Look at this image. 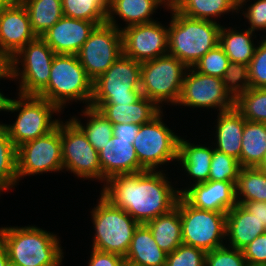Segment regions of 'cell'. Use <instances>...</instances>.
<instances>
[{
	"label": "cell",
	"mask_w": 266,
	"mask_h": 266,
	"mask_svg": "<svg viewBox=\"0 0 266 266\" xmlns=\"http://www.w3.org/2000/svg\"><path fill=\"white\" fill-rule=\"evenodd\" d=\"M206 253L201 248L181 244L167 254L165 266H205Z\"/></svg>",
	"instance_id": "cell-40"
},
{
	"label": "cell",
	"mask_w": 266,
	"mask_h": 266,
	"mask_svg": "<svg viewBox=\"0 0 266 266\" xmlns=\"http://www.w3.org/2000/svg\"><path fill=\"white\" fill-rule=\"evenodd\" d=\"M61 148L63 170L70 171L80 179H98L102 182L98 152L71 118L65 123L61 121Z\"/></svg>",
	"instance_id": "cell-14"
},
{
	"label": "cell",
	"mask_w": 266,
	"mask_h": 266,
	"mask_svg": "<svg viewBox=\"0 0 266 266\" xmlns=\"http://www.w3.org/2000/svg\"><path fill=\"white\" fill-rule=\"evenodd\" d=\"M36 38L25 6L10 0L0 12V52L9 60Z\"/></svg>",
	"instance_id": "cell-17"
},
{
	"label": "cell",
	"mask_w": 266,
	"mask_h": 266,
	"mask_svg": "<svg viewBox=\"0 0 266 266\" xmlns=\"http://www.w3.org/2000/svg\"><path fill=\"white\" fill-rule=\"evenodd\" d=\"M123 55L137 62L168 54V28L159 21L121 28Z\"/></svg>",
	"instance_id": "cell-16"
},
{
	"label": "cell",
	"mask_w": 266,
	"mask_h": 266,
	"mask_svg": "<svg viewBox=\"0 0 266 266\" xmlns=\"http://www.w3.org/2000/svg\"><path fill=\"white\" fill-rule=\"evenodd\" d=\"M124 257L109 252H102L92 248L88 266H122Z\"/></svg>",
	"instance_id": "cell-44"
},
{
	"label": "cell",
	"mask_w": 266,
	"mask_h": 266,
	"mask_svg": "<svg viewBox=\"0 0 266 266\" xmlns=\"http://www.w3.org/2000/svg\"><path fill=\"white\" fill-rule=\"evenodd\" d=\"M0 239L6 246L9 263L16 266H60L63 250L54 233L35 225L1 227Z\"/></svg>",
	"instance_id": "cell-2"
},
{
	"label": "cell",
	"mask_w": 266,
	"mask_h": 266,
	"mask_svg": "<svg viewBox=\"0 0 266 266\" xmlns=\"http://www.w3.org/2000/svg\"><path fill=\"white\" fill-rule=\"evenodd\" d=\"M9 257L5 244L0 239V266H9Z\"/></svg>",
	"instance_id": "cell-48"
},
{
	"label": "cell",
	"mask_w": 266,
	"mask_h": 266,
	"mask_svg": "<svg viewBox=\"0 0 266 266\" xmlns=\"http://www.w3.org/2000/svg\"><path fill=\"white\" fill-rule=\"evenodd\" d=\"M140 125L133 123H121L113 125V135L124 140H134Z\"/></svg>",
	"instance_id": "cell-45"
},
{
	"label": "cell",
	"mask_w": 266,
	"mask_h": 266,
	"mask_svg": "<svg viewBox=\"0 0 266 266\" xmlns=\"http://www.w3.org/2000/svg\"><path fill=\"white\" fill-rule=\"evenodd\" d=\"M9 79L8 59L0 52V79Z\"/></svg>",
	"instance_id": "cell-47"
},
{
	"label": "cell",
	"mask_w": 266,
	"mask_h": 266,
	"mask_svg": "<svg viewBox=\"0 0 266 266\" xmlns=\"http://www.w3.org/2000/svg\"><path fill=\"white\" fill-rule=\"evenodd\" d=\"M205 266H248L242 250L226 245L206 253Z\"/></svg>",
	"instance_id": "cell-41"
},
{
	"label": "cell",
	"mask_w": 266,
	"mask_h": 266,
	"mask_svg": "<svg viewBox=\"0 0 266 266\" xmlns=\"http://www.w3.org/2000/svg\"><path fill=\"white\" fill-rule=\"evenodd\" d=\"M124 259L136 266H165L167 254L159 248L148 226L139 224Z\"/></svg>",
	"instance_id": "cell-26"
},
{
	"label": "cell",
	"mask_w": 266,
	"mask_h": 266,
	"mask_svg": "<svg viewBox=\"0 0 266 266\" xmlns=\"http://www.w3.org/2000/svg\"><path fill=\"white\" fill-rule=\"evenodd\" d=\"M236 182L206 181L178 190L192 207L207 211L227 213L237 205Z\"/></svg>",
	"instance_id": "cell-18"
},
{
	"label": "cell",
	"mask_w": 266,
	"mask_h": 266,
	"mask_svg": "<svg viewBox=\"0 0 266 266\" xmlns=\"http://www.w3.org/2000/svg\"><path fill=\"white\" fill-rule=\"evenodd\" d=\"M26 8L31 28L41 37L64 15L62 0H19Z\"/></svg>",
	"instance_id": "cell-30"
},
{
	"label": "cell",
	"mask_w": 266,
	"mask_h": 266,
	"mask_svg": "<svg viewBox=\"0 0 266 266\" xmlns=\"http://www.w3.org/2000/svg\"><path fill=\"white\" fill-rule=\"evenodd\" d=\"M173 1H174V0H167V2H168L169 4H171Z\"/></svg>",
	"instance_id": "cell-54"
},
{
	"label": "cell",
	"mask_w": 266,
	"mask_h": 266,
	"mask_svg": "<svg viewBox=\"0 0 266 266\" xmlns=\"http://www.w3.org/2000/svg\"><path fill=\"white\" fill-rule=\"evenodd\" d=\"M55 55L51 47L37 37L8 60L9 79L20 82L18 94L38 95L48 85Z\"/></svg>",
	"instance_id": "cell-8"
},
{
	"label": "cell",
	"mask_w": 266,
	"mask_h": 266,
	"mask_svg": "<svg viewBox=\"0 0 266 266\" xmlns=\"http://www.w3.org/2000/svg\"><path fill=\"white\" fill-rule=\"evenodd\" d=\"M238 2L239 0H174L170 5L186 17L216 21L212 18L218 19L229 11L238 13Z\"/></svg>",
	"instance_id": "cell-29"
},
{
	"label": "cell",
	"mask_w": 266,
	"mask_h": 266,
	"mask_svg": "<svg viewBox=\"0 0 266 266\" xmlns=\"http://www.w3.org/2000/svg\"><path fill=\"white\" fill-rule=\"evenodd\" d=\"M90 106L98 109L113 125L121 123L142 125L151 121L162 111L154 101L144 96L134 103L90 104Z\"/></svg>",
	"instance_id": "cell-22"
},
{
	"label": "cell",
	"mask_w": 266,
	"mask_h": 266,
	"mask_svg": "<svg viewBox=\"0 0 266 266\" xmlns=\"http://www.w3.org/2000/svg\"><path fill=\"white\" fill-rule=\"evenodd\" d=\"M97 202L98 205L91 211L95 228L92 248L125 257L139 223L102 194Z\"/></svg>",
	"instance_id": "cell-6"
},
{
	"label": "cell",
	"mask_w": 266,
	"mask_h": 266,
	"mask_svg": "<svg viewBox=\"0 0 266 266\" xmlns=\"http://www.w3.org/2000/svg\"><path fill=\"white\" fill-rule=\"evenodd\" d=\"M133 141L120 139L113 135L105 147L98 152L103 183L113 176L146 171L139 164Z\"/></svg>",
	"instance_id": "cell-20"
},
{
	"label": "cell",
	"mask_w": 266,
	"mask_h": 266,
	"mask_svg": "<svg viewBox=\"0 0 266 266\" xmlns=\"http://www.w3.org/2000/svg\"><path fill=\"white\" fill-rule=\"evenodd\" d=\"M215 147L195 145L180 137L177 161L180 162L187 176L193 179V184L209 180L210 165Z\"/></svg>",
	"instance_id": "cell-27"
},
{
	"label": "cell",
	"mask_w": 266,
	"mask_h": 266,
	"mask_svg": "<svg viewBox=\"0 0 266 266\" xmlns=\"http://www.w3.org/2000/svg\"><path fill=\"white\" fill-rule=\"evenodd\" d=\"M217 118V124L214 127L216 128L215 149L234 157L240 163L245 119L235 107L228 111L218 112Z\"/></svg>",
	"instance_id": "cell-24"
},
{
	"label": "cell",
	"mask_w": 266,
	"mask_h": 266,
	"mask_svg": "<svg viewBox=\"0 0 266 266\" xmlns=\"http://www.w3.org/2000/svg\"><path fill=\"white\" fill-rule=\"evenodd\" d=\"M241 165L237 159L214 149L209 181L237 182Z\"/></svg>",
	"instance_id": "cell-39"
},
{
	"label": "cell",
	"mask_w": 266,
	"mask_h": 266,
	"mask_svg": "<svg viewBox=\"0 0 266 266\" xmlns=\"http://www.w3.org/2000/svg\"><path fill=\"white\" fill-rule=\"evenodd\" d=\"M240 204L247 212L253 214L258 218L263 225L266 227V202L265 201H247V202H237Z\"/></svg>",
	"instance_id": "cell-46"
},
{
	"label": "cell",
	"mask_w": 266,
	"mask_h": 266,
	"mask_svg": "<svg viewBox=\"0 0 266 266\" xmlns=\"http://www.w3.org/2000/svg\"><path fill=\"white\" fill-rule=\"evenodd\" d=\"M141 63L123 54L93 81L90 104L134 103L141 96Z\"/></svg>",
	"instance_id": "cell-7"
},
{
	"label": "cell",
	"mask_w": 266,
	"mask_h": 266,
	"mask_svg": "<svg viewBox=\"0 0 266 266\" xmlns=\"http://www.w3.org/2000/svg\"><path fill=\"white\" fill-rule=\"evenodd\" d=\"M193 68L202 74L228 80L235 88L239 85L240 74L219 44L199 59Z\"/></svg>",
	"instance_id": "cell-33"
},
{
	"label": "cell",
	"mask_w": 266,
	"mask_h": 266,
	"mask_svg": "<svg viewBox=\"0 0 266 266\" xmlns=\"http://www.w3.org/2000/svg\"><path fill=\"white\" fill-rule=\"evenodd\" d=\"M235 187L237 202H266V173L257 167H242Z\"/></svg>",
	"instance_id": "cell-35"
},
{
	"label": "cell",
	"mask_w": 266,
	"mask_h": 266,
	"mask_svg": "<svg viewBox=\"0 0 266 266\" xmlns=\"http://www.w3.org/2000/svg\"><path fill=\"white\" fill-rule=\"evenodd\" d=\"M37 96L47 99L60 110L70 101H83L87 107L93 96V81L87 76L77 55L56 54L48 85Z\"/></svg>",
	"instance_id": "cell-4"
},
{
	"label": "cell",
	"mask_w": 266,
	"mask_h": 266,
	"mask_svg": "<svg viewBox=\"0 0 266 266\" xmlns=\"http://www.w3.org/2000/svg\"><path fill=\"white\" fill-rule=\"evenodd\" d=\"M166 176L163 170L113 176L100 194L139 224H146L173 209L181 196Z\"/></svg>",
	"instance_id": "cell-1"
},
{
	"label": "cell",
	"mask_w": 266,
	"mask_h": 266,
	"mask_svg": "<svg viewBox=\"0 0 266 266\" xmlns=\"http://www.w3.org/2000/svg\"><path fill=\"white\" fill-rule=\"evenodd\" d=\"M10 2V0H0V12Z\"/></svg>",
	"instance_id": "cell-51"
},
{
	"label": "cell",
	"mask_w": 266,
	"mask_h": 266,
	"mask_svg": "<svg viewBox=\"0 0 266 266\" xmlns=\"http://www.w3.org/2000/svg\"><path fill=\"white\" fill-rule=\"evenodd\" d=\"M6 99L7 97H5L4 94L0 92V111H4Z\"/></svg>",
	"instance_id": "cell-50"
},
{
	"label": "cell",
	"mask_w": 266,
	"mask_h": 266,
	"mask_svg": "<svg viewBox=\"0 0 266 266\" xmlns=\"http://www.w3.org/2000/svg\"><path fill=\"white\" fill-rule=\"evenodd\" d=\"M257 168L260 169L263 173H266V151L264 152V157Z\"/></svg>",
	"instance_id": "cell-49"
},
{
	"label": "cell",
	"mask_w": 266,
	"mask_h": 266,
	"mask_svg": "<svg viewBox=\"0 0 266 266\" xmlns=\"http://www.w3.org/2000/svg\"><path fill=\"white\" fill-rule=\"evenodd\" d=\"M168 8L167 0H109L107 23L121 30L116 23L118 15L127 25L125 27L156 21L152 16L159 6ZM115 14V15H114Z\"/></svg>",
	"instance_id": "cell-23"
},
{
	"label": "cell",
	"mask_w": 266,
	"mask_h": 266,
	"mask_svg": "<svg viewBox=\"0 0 266 266\" xmlns=\"http://www.w3.org/2000/svg\"><path fill=\"white\" fill-rule=\"evenodd\" d=\"M266 232V227L240 204L226 213V242L228 247L244 249L256 237ZM228 237V238H227Z\"/></svg>",
	"instance_id": "cell-21"
},
{
	"label": "cell",
	"mask_w": 266,
	"mask_h": 266,
	"mask_svg": "<svg viewBox=\"0 0 266 266\" xmlns=\"http://www.w3.org/2000/svg\"><path fill=\"white\" fill-rule=\"evenodd\" d=\"M96 23L63 16L41 38L55 54L77 55Z\"/></svg>",
	"instance_id": "cell-19"
},
{
	"label": "cell",
	"mask_w": 266,
	"mask_h": 266,
	"mask_svg": "<svg viewBox=\"0 0 266 266\" xmlns=\"http://www.w3.org/2000/svg\"><path fill=\"white\" fill-rule=\"evenodd\" d=\"M248 266H266V232L242 249Z\"/></svg>",
	"instance_id": "cell-42"
},
{
	"label": "cell",
	"mask_w": 266,
	"mask_h": 266,
	"mask_svg": "<svg viewBox=\"0 0 266 266\" xmlns=\"http://www.w3.org/2000/svg\"><path fill=\"white\" fill-rule=\"evenodd\" d=\"M168 24V54L187 67L201 59L219 44L221 25L217 21L193 19L178 13L171 5Z\"/></svg>",
	"instance_id": "cell-3"
},
{
	"label": "cell",
	"mask_w": 266,
	"mask_h": 266,
	"mask_svg": "<svg viewBox=\"0 0 266 266\" xmlns=\"http://www.w3.org/2000/svg\"><path fill=\"white\" fill-rule=\"evenodd\" d=\"M163 110L151 121L140 125L133 141L139 164L145 169L155 171L161 165L177 161L178 136L162 120Z\"/></svg>",
	"instance_id": "cell-10"
},
{
	"label": "cell",
	"mask_w": 266,
	"mask_h": 266,
	"mask_svg": "<svg viewBox=\"0 0 266 266\" xmlns=\"http://www.w3.org/2000/svg\"><path fill=\"white\" fill-rule=\"evenodd\" d=\"M82 113L88 119L86 125L77 117L73 116L71 119L82 129L89 143L99 152L113 136V124L98 109L91 106L85 107Z\"/></svg>",
	"instance_id": "cell-34"
},
{
	"label": "cell",
	"mask_w": 266,
	"mask_h": 266,
	"mask_svg": "<svg viewBox=\"0 0 266 266\" xmlns=\"http://www.w3.org/2000/svg\"><path fill=\"white\" fill-rule=\"evenodd\" d=\"M146 225L159 248L166 254L172 253L182 244L180 197L173 209L147 222Z\"/></svg>",
	"instance_id": "cell-28"
},
{
	"label": "cell",
	"mask_w": 266,
	"mask_h": 266,
	"mask_svg": "<svg viewBox=\"0 0 266 266\" xmlns=\"http://www.w3.org/2000/svg\"><path fill=\"white\" fill-rule=\"evenodd\" d=\"M18 183L17 147L10 139L4 123H0V194Z\"/></svg>",
	"instance_id": "cell-36"
},
{
	"label": "cell",
	"mask_w": 266,
	"mask_h": 266,
	"mask_svg": "<svg viewBox=\"0 0 266 266\" xmlns=\"http://www.w3.org/2000/svg\"><path fill=\"white\" fill-rule=\"evenodd\" d=\"M247 2H248V0H247ZM247 2H246V0H239V2H238V12H240V10L244 7L243 5L245 3H247Z\"/></svg>",
	"instance_id": "cell-52"
},
{
	"label": "cell",
	"mask_w": 266,
	"mask_h": 266,
	"mask_svg": "<svg viewBox=\"0 0 266 266\" xmlns=\"http://www.w3.org/2000/svg\"><path fill=\"white\" fill-rule=\"evenodd\" d=\"M262 38L251 62L240 74L239 86L266 88V36Z\"/></svg>",
	"instance_id": "cell-38"
},
{
	"label": "cell",
	"mask_w": 266,
	"mask_h": 266,
	"mask_svg": "<svg viewBox=\"0 0 266 266\" xmlns=\"http://www.w3.org/2000/svg\"><path fill=\"white\" fill-rule=\"evenodd\" d=\"M234 107L246 121L266 123V88L238 85Z\"/></svg>",
	"instance_id": "cell-32"
},
{
	"label": "cell",
	"mask_w": 266,
	"mask_h": 266,
	"mask_svg": "<svg viewBox=\"0 0 266 266\" xmlns=\"http://www.w3.org/2000/svg\"><path fill=\"white\" fill-rule=\"evenodd\" d=\"M122 266H136V265H133V264H130L129 262H127V261H124Z\"/></svg>",
	"instance_id": "cell-53"
},
{
	"label": "cell",
	"mask_w": 266,
	"mask_h": 266,
	"mask_svg": "<svg viewBox=\"0 0 266 266\" xmlns=\"http://www.w3.org/2000/svg\"><path fill=\"white\" fill-rule=\"evenodd\" d=\"M236 88L225 79L205 75L188 67L179 101L176 105L214 108L219 112L234 108Z\"/></svg>",
	"instance_id": "cell-11"
},
{
	"label": "cell",
	"mask_w": 266,
	"mask_h": 266,
	"mask_svg": "<svg viewBox=\"0 0 266 266\" xmlns=\"http://www.w3.org/2000/svg\"><path fill=\"white\" fill-rule=\"evenodd\" d=\"M63 171L61 121L50 133L17 147L18 183L22 177Z\"/></svg>",
	"instance_id": "cell-13"
},
{
	"label": "cell",
	"mask_w": 266,
	"mask_h": 266,
	"mask_svg": "<svg viewBox=\"0 0 266 266\" xmlns=\"http://www.w3.org/2000/svg\"><path fill=\"white\" fill-rule=\"evenodd\" d=\"M123 54L121 30L105 22L97 25L77 53L87 76L95 81Z\"/></svg>",
	"instance_id": "cell-15"
},
{
	"label": "cell",
	"mask_w": 266,
	"mask_h": 266,
	"mask_svg": "<svg viewBox=\"0 0 266 266\" xmlns=\"http://www.w3.org/2000/svg\"><path fill=\"white\" fill-rule=\"evenodd\" d=\"M180 218L183 244L205 252L226 245V213L197 209L180 196Z\"/></svg>",
	"instance_id": "cell-12"
},
{
	"label": "cell",
	"mask_w": 266,
	"mask_h": 266,
	"mask_svg": "<svg viewBox=\"0 0 266 266\" xmlns=\"http://www.w3.org/2000/svg\"><path fill=\"white\" fill-rule=\"evenodd\" d=\"M254 33L249 29L243 32L242 30H234L231 27L227 29L221 26L219 45L223 48L230 63L239 74L248 66L254 56L257 47L252 39Z\"/></svg>",
	"instance_id": "cell-25"
},
{
	"label": "cell",
	"mask_w": 266,
	"mask_h": 266,
	"mask_svg": "<svg viewBox=\"0 0 266 266\" xmlns=\"http://www.w3.org/2000/svg\"><path fill=\"white\" fill-rule=\"evenodd\" d=\"M188 67L169 54L141 63V94L159 107L176 105Z\"/></svg>",
	"instance_id": "cell-9"
},
{
	"label": "cell",
	"mask_w": 266,
	"mask_h": 266,
	"mask_svg": "<svg viewBox=\"0 0 266 266\" xmlns=\"http://www.w3.org/2000/svg\"><path fill=\"white\" fill-rule=\"evenodd\" d=\"M243 15L248 20L250 26L248 27L249 30L255 32L258 30H265L266 32V0H257L252 3L248 8H244ZM247 10V11H246Z\"/></svg>",
	"instance_id": "cell-43"
},
{
	"label": "cell",
	"mask_w": 266,
	"mask_h": 266,
	"mask_svg": "<svg viewBox=\"0 0 266 266\" xmlns=\"http://www.w3.org/2000/svg\"><path fill=\"white\" fill-rule=\"evenodd\" d=\"M241 146V167H257L266 151V123L245 120Z\"/></svg>",
	"instance_id": "cell-31"
},
{
	"label": "cell",
	"mask_w": 266,
	"mask_h": 266,
	"mask_svg": "<svg viewBox=\"0 0 266 266\" xmlns=\"http://www.w3.org/2000/svg\"><path fill=\"white\" fill-rule=\"evenodd\" d=\"M108 8L109 0H62L64 16L97 25L107 21Z\"/></svg>",
	"instance_id": "cell-37"
},
{
	"label": "cell",
	"mask_w": 266,
	"mask_h": 266,
	"mask_svg": "<svg viewBox=\"0 0 266 266\" xmlns=\"http://www.w3.org/2000/svg\"><path fill=\"white\" fill-rule=\"evenodd\" d=\"M16 98L7 97L4 107L6 112H19L13 124H4L16 147L42 137L58 126L60 120H52L53 113L61 112L56 105L37 95L18 94Z\"/></svg>",
	"instance_id": "cell-5"
}]
</instances>
